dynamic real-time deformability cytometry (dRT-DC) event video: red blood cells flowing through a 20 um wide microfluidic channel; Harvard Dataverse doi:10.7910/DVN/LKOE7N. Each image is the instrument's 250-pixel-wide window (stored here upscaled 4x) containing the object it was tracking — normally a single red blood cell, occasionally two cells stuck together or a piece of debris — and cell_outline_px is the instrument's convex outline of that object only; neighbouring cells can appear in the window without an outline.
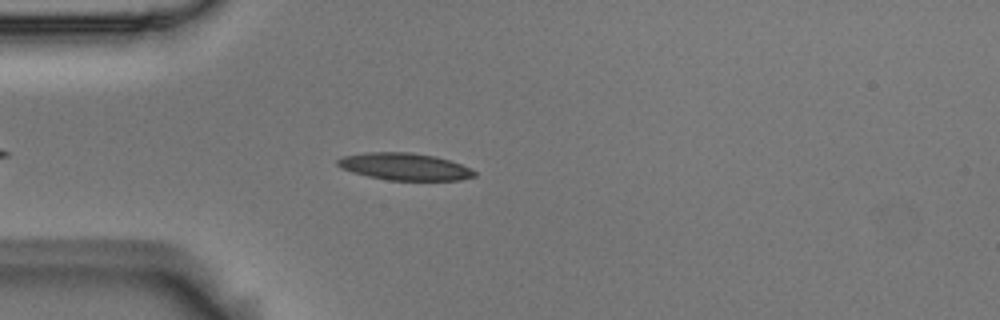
{"species": "Egyptian fruit bat (a non-hibernating species)", "species_latin": "Rousettus aegyptiacus", "temperature_condition": "room temperature", "stored_images_in_passage": 4, "camera_frame_rate_fps": 3000, "um_per_image_px": 0.085, "animal": {"sex": "male"}, "frame": {"image": 1, "passage_image": 3, "time_ms": 0.667, "image_size_px": [1000, 320], "cell_outline_px": [[476, 176], [460, 180], [388, 180], [368, 176], [352, 172], [340, 168], [336, 164], [336, 160], [340, 156], [368, 152], [412, 152], [436, 156], [460, 164], [476, 172]], "centroid_in_image_um": [34.34, 14.15], "position_along_channel_um": 50.7, "area_um2": 21.68}}